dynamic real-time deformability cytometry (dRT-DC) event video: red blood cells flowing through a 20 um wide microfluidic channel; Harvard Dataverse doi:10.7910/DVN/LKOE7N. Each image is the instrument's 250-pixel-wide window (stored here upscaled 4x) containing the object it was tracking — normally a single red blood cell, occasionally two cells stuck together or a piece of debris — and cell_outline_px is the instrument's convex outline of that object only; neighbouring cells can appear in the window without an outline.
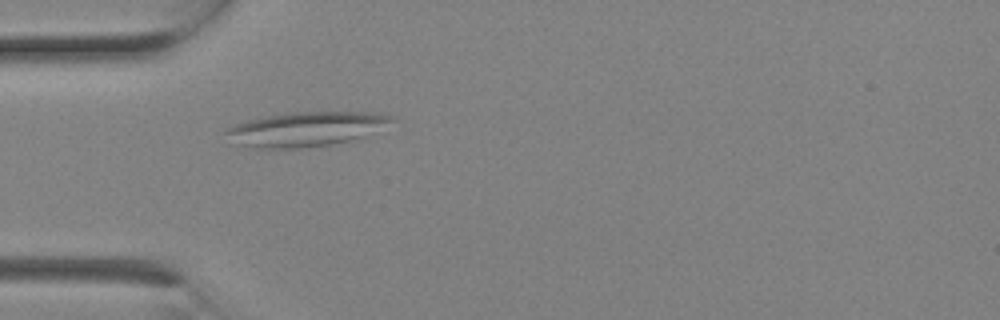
{"species": "Egyptian fruit bat (a non-hibernating species)", "species_latin": "Rousettus aegyptiacus", "temperature_condition": "room temperature", "stored_images_in_passage": 1, "camera_frame_rate_fps": 3000, "um_per_image_px": 0.085, "animal": {"sex": "female"}, "frame": {"image": 1, "passage_image": 1, "time_ms": 0.0, "image_size_px": [1000, 320], "cell_outline_px": [[396, 120], [360, 136], [348, 140], [332, 144], [304, 148], [256, 148], [232, 144], [224, 132], [228, 128], [236, 124], [248, 120], [268, 116], [292, 112], [376, 112], [392, 116]], "centroid_in_image_um": [25.92, 10.97], "position_along_channel_um": 59.1, "area_um2": 32.83}}